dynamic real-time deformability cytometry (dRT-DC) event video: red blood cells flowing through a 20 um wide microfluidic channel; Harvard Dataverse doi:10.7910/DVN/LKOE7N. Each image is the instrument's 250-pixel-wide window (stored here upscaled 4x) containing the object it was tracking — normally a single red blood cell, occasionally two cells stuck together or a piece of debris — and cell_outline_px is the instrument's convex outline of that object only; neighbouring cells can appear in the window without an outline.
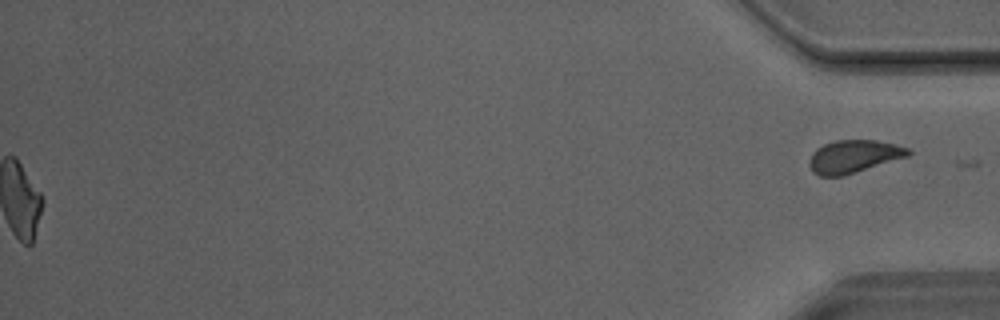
{"species": "Egyptian fruit bat (a non-hibernating species)", "species_latin": "Rousettus aegyptiacus", "temperature_condition": "room temperature", "stored_images_in_passage": 41, "segment_of_instrument_passage": [2, 2], "camera_frame_rate_fps": 3000, "um_per_image_px": 0.085, "animal": {"sex": "male"}, "frame": {"image": 1, "passage_image": 41, "time_ms": 13.333, "image_size_px": [1000, 320], "cell_outline_px": [[912, 152], [908, 156], [844, 176], [820, 176], [812, 172], [808, 164], [812, 152], [816, 148], [824, 144], [836, 140], [876, 140], [896, 144], [908, 148]], "centroid_in_image_um": [72.54, 13.3], "position_along_channel_um": 362.7, "area_um2": 19.02}}